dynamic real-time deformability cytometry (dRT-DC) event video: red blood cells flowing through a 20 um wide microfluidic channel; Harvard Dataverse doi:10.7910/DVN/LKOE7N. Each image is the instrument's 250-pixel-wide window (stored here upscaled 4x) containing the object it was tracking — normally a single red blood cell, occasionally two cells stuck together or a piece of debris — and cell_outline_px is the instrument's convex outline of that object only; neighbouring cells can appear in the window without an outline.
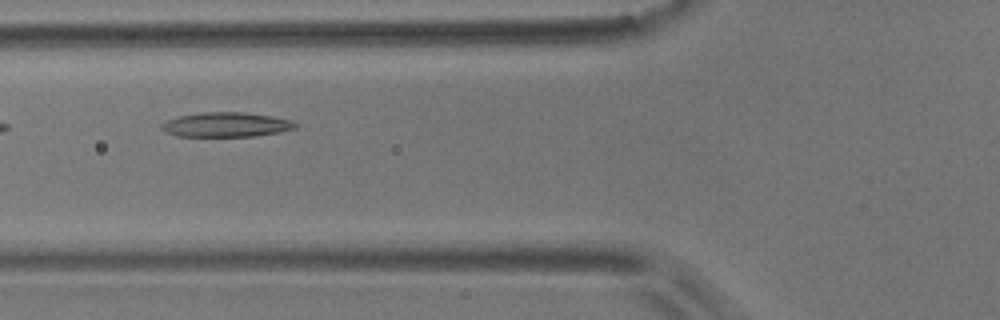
{"species": "common noctule bat (a hibernating species)", "species_latin": "Nyctalus noctula", "temperature_condition": "room temperature", "stored_images_in_passage": 11, "camera_frame_rate_fps": 3000, "um_per_image_px": 0.085, "animal": {"sex": "male", "body_mass_g": 17.9}, "frame": {"image": 1, "passage_image": 4, "time_ms": 4.333, "image_size_px": [1000, 320], "cell_outline_px": [[296, 128], [280, 132], [252, 136], [176, 136], [164, 132], [160, 128], [160, 124], [168, 120], [180, 116], [204, 112], [244, 112], [272, 116], [292, 120], [296, 124]], "centroid_in_image_um": [19.21, 10.6], "position_along_channel_um": 106.6, "area_um2": 19.13}}
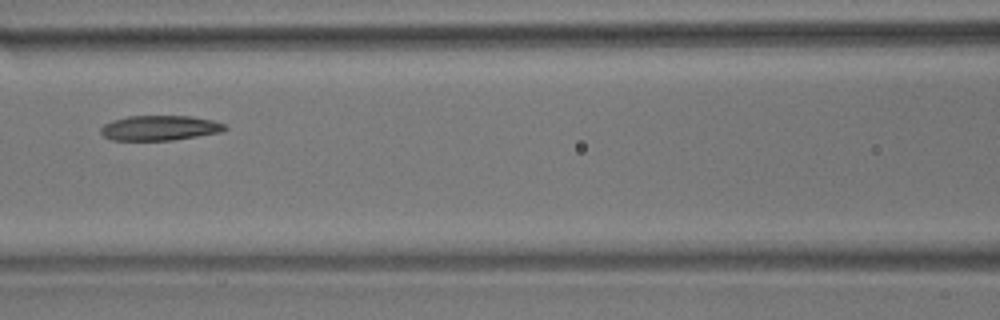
{"frame": {"image": 2, "passage_image": 5, "time_ms": 5.667, "image_size_px": [1000, 320], "cell_outline_px": [[228, 128], [220, 132], [172, 140], [112, 140], [104, 136], [100, 132], [100, 128], [104, 124], [112, 120], [128, 116], [192, 116], [212, 120], [224, 124]], "centroid_in_image_um": [13.55, 10.87], "position_along_channel_um": 153.1, "area_um2": 17.98}, "authors_computed_cell_mechanics": {"area_um2": 18.9006, "velocity_mm_per_s": 3.4621, "shape_relaxation_time_tau1_ms": 4.2562, "shape_relaxation_time_tau2_ms": 4.3012, "deformation_change_tau1": 0.1314, "deformation_change_tau2": 0.0782}}